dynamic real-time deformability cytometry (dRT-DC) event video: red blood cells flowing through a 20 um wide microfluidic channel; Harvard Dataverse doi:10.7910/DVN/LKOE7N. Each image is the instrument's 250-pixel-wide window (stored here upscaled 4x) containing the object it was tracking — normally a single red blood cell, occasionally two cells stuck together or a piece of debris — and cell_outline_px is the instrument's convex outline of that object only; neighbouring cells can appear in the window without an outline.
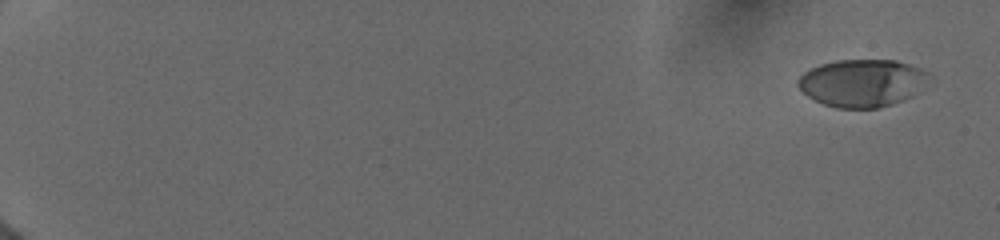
{"species": "human", "species_latin": "Homo sapiens", "temperature_condition": "cold", "stored_images_in_passage": 13, "camera_frame_rate_fps": 3000, "um_per_image_px": 0.085, "donor": {"sex": "female"}, "frame": {"image": 1, "passage_image": 1, "time_ms": 0.0, "image_size_px": [1000, 240], "cell_outline_px": [[928, 72], [912, 96], [892, 104], [876, 108], [836, 108], [824, 104], [808, 96], [796, 84], [796, 80], [804, 72], [820, 64], [836, 60], [896, 60], [920, 68]], "centroid_in_image_um": [73.2, 7.05], "position_along_channel_um": 11.8, "area_um2": 35.6}}
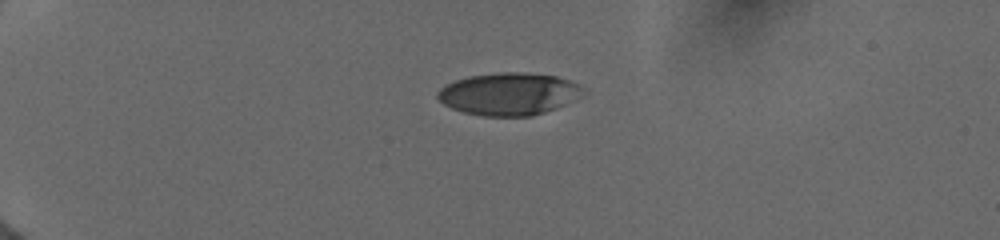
{"frame": {"image": 2, "passage_image": 6, "time_ms": 4.333, "image_size_px": [1000, 240], "cell_outline_px": [[584, 88], [564, 104], [556, 108], [532, 116], [484, 116], [464, 112], [452, 108], [444, 104], [436, 96], [436, 92], [440, 88], [456, 80], [468, 76], [500, 72], [520, 72], [556, 76], [568, 80]], "centroid_in_image_um": [43.16, 7.98], "position_along_channel_um": 41.8, "area_um2": 35.26}}
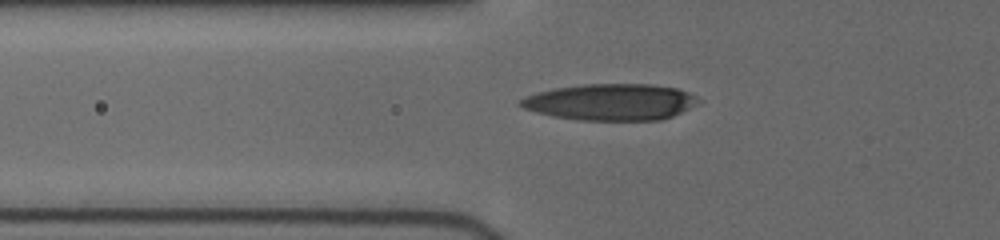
{"frame": {"image": 3, "passage_image": 11, "time_ms": 6.667, "image_size_px": [1000, 240], "cell_outline_px": [[700, 100], [696, 104], [672, 116], [660, 120], [580, 120], [552, 116], [536, 112], [524, 108], [516, 104], [520, 100], [536, 92], [556, 88], [584, 84], [648, 84], [676, 88], [688, 92], [696, 96]], "centroid_in_image_um": [51.89, 8.67], "position_along_channel_um": 73.9, "area_um2": 37.57}}